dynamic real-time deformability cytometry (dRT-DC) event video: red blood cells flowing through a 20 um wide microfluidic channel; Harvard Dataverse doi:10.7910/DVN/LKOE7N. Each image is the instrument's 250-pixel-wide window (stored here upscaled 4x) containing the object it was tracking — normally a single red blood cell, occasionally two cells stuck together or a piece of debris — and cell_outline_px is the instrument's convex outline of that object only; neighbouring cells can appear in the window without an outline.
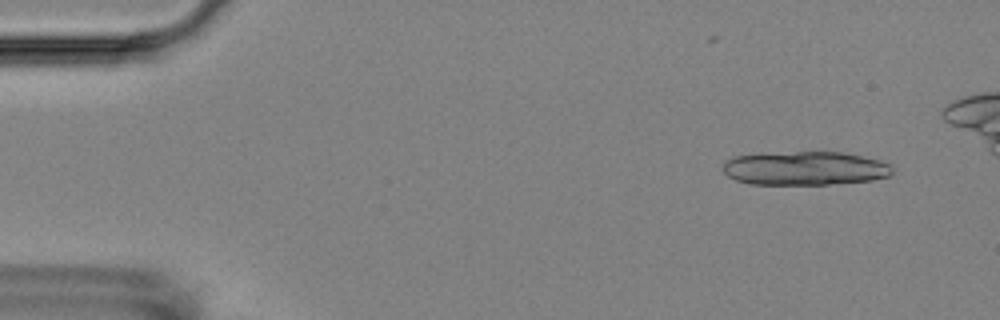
{"species": "Egyptian fruit bat (a non-hibernating species)", "species_latin": "Rousettus aegyptiacus", "temperature_condition": "room temperature", "stored_images_in_passage": 9, "camera_frame_rate_fps": 3000, "um_per_image_px": 0.085, "animal": {"sex": "female"}, "frame": {"image": 1, "passage_image": 2, "time_ms": 1.0, "image_size_px": [1000, 320], "cell_outline_px": [[892, 176], [872, 180], [828, 184], [748, 184], [736, 180], [728, 176], [724, 172], [724, 164], [728, 160], [736, 156], [796, 152], [844, 152], [880, 160], [888, 164], [892, 168]], "centroid_in_image_um": [68.48, 14.31], "position_along_channel_um": 16.5, "area_um2": 33.0}}
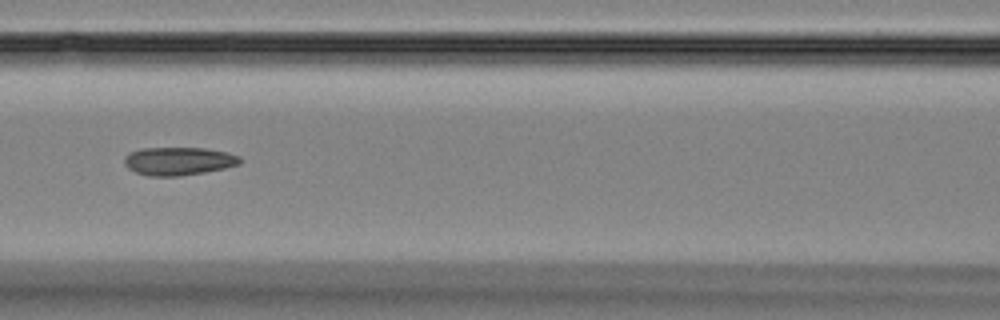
{"frame": {"image": 2, "passage_image": 8, "time_ms": 8.0, "image_size_px": [1000, 320], "cell_outline_px": [[244, 160], [240, 164], [224, 168], [204, 172], [180, 176], [148, 176], [136, 172], [128, 168], [124, 164], [124, 156], [128, 152], [140, 148], [204, 148], [228, 152], [240, 156]], "centroid_in_image_um": [15.18, 13.69], "position_along_channel_um": 151.4, "area_um2": 19.19}}
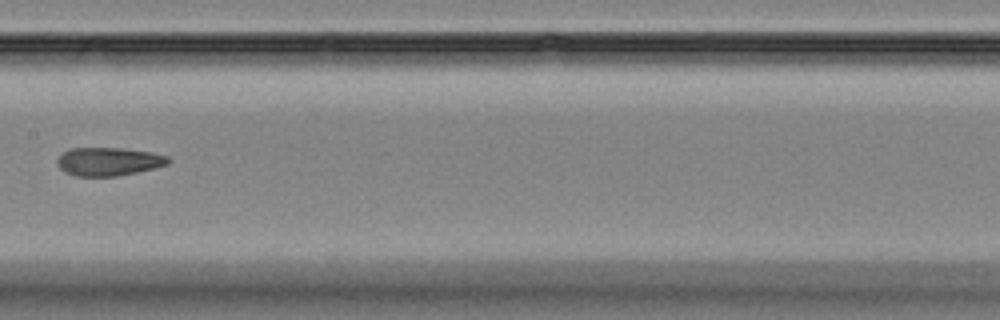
{"frame": {"image": 3, "passage_image": 9, "time_ms": 9.333, "image_size_px": [1000, 320], "cell_outline_px": [[172, 160], [168, 164], [156, 168], [116, 176], [76, 176], [64, 172], [56, 164], [56, 160], [64, 152], [72, 148], [124, 148], [152, 152], [168, 156]], "centroid_in_image_um": [9.26, 13.73], "position_along_channel_um": 198.1, "area_um2": 18.44}}